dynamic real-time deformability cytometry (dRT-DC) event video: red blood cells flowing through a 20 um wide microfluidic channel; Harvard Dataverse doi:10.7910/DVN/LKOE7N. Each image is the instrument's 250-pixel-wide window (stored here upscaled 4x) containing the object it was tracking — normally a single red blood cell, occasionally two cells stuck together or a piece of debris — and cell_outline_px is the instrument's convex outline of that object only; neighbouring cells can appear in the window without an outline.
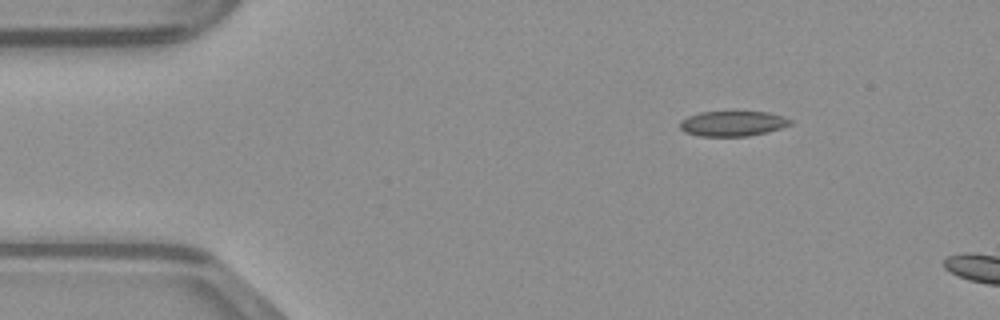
{"species": "common noctule bat (a hibernating species)", "species_latin": "Nyctalus noctula", "temperature_condition": "warm", "stored_images_in_passage": 40, "camera_frame_rate_fps": 3000, "um_per_image_px": 0.085, "animal": {"sex": "male", "body_mass_g": 23.1, "forearm_length_mm": 52.7}, "frame": {"image": 1, "passage_image": 1, "time_ms": 0.0, "image_size_px": [1000, 320], "cell_outline_px": [[792, 124], [768, 132], [748, 136], [700, 136], [684, 132], [680, 128], [680, 120], [688, 116], [700, 112], [768, 112], [784, 116], [792, 120]], "centroid_in_image_um": [62.28, 10.5], "position_along_channel_um": 22.7, "area_um2": 16.24}}
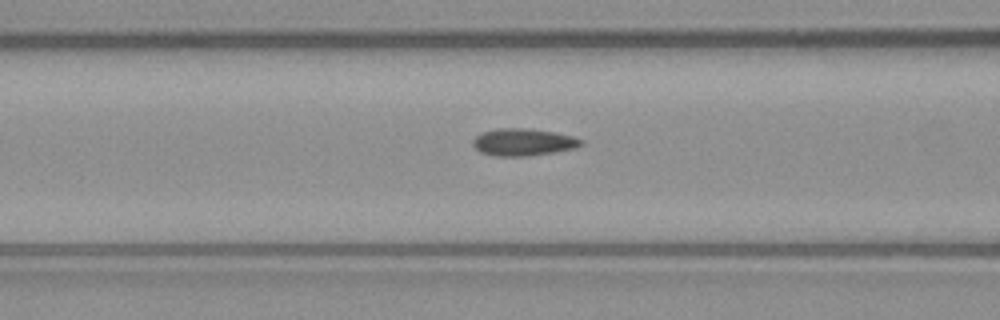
{"frame": {"image": 2, "passage_image": 13, "time_ms": 4.0, "image_size_px": [1000, 320], "cell_outline_px": [[584, 144], [576, 148], [528, 156], [496, 156], [480, 152], [472, 144], [472, 140], [480, 132], [496, 128], [524, 128], [552, 132], [572, 136], [584, 140]], "centroid_in_image_um": [44.45, 12.08], "position_along_channel_um": 122.1, "area_um2": 17.17}}
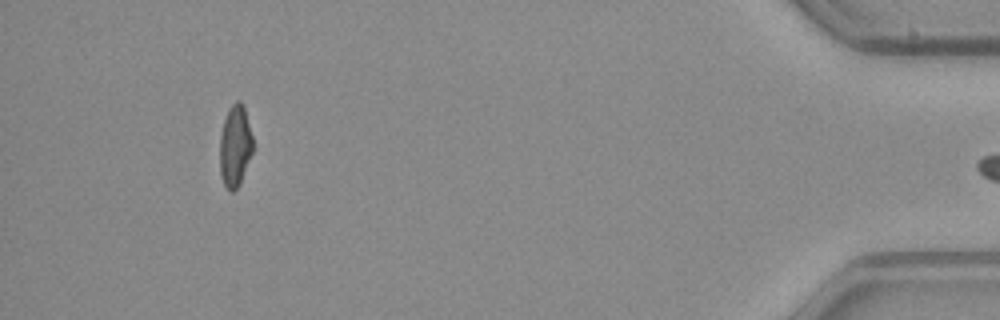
{"frame": {"image": 3, "passage_image": 39, "time_ms": 12.667, "image_size_px": [1000, 320], "cell_outline_px": [[252, 152], [240, 184], [232, 192], [224, 184], [220, 172], [220, 136], [224, 120], [228, 108], [236, 100], [240, 100], [244, 104], [252, 136]], "centroid_in_image_um": [19.98, 12.36], "position_along_channel_um": 415.2, "area_um2": 15.66}}